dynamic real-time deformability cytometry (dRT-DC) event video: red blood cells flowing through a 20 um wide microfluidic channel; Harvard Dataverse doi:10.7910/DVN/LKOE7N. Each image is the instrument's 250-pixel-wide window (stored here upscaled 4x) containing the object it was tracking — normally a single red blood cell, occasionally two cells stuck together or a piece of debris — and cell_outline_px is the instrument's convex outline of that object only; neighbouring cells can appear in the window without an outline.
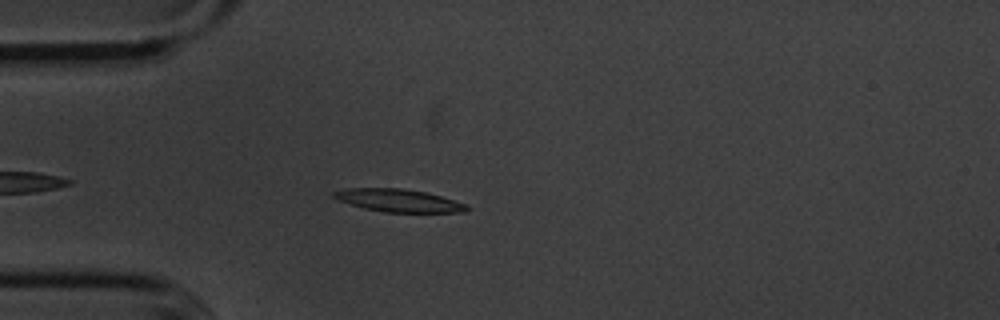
{"species": "common noctule bat (a hibernating species)", "species_latin": "Nyctalus noctula", "temperature_condition": "cold", "stored_images_in_passage": 46, "camera_frame_rate_fps": 3000, "um_per_image_px": 0.085, "animal": {"sex": "male", "body_mass_g": 20.1, "forearm_length_mm": 53.5}, "frame": {"image": 1, "passage_image": 6, "time_ms": 1.667, "image_size_px": [1000, 320], "cell_outline_px": [[468, 208], [464, 212], [384, 212], [364, 208], [340, 200], [332, 196], [332, 192], [344, 188], [400, 188], [424, 192], [440, 196], [468, 204]], "centroid_in_image_um": [33.87, 17.04], "position_along_channel_um": 51.1, "area_um2": 17.4}}
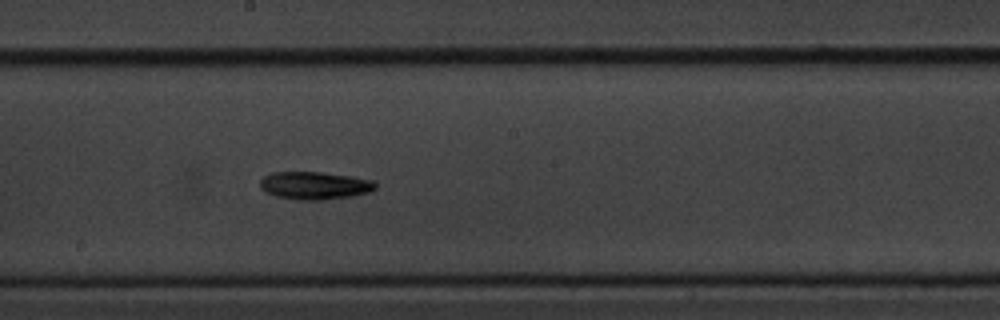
{"frame": {"image": 2, "passage_image": 21, "time_ms": 6.667, "image_size_px": [1000, 320], "cell_outline_px": [[376, 188], [368, 192], [352, 196], [324, 200], [300, 200], [276, 196], [264, 192], [260, 188], [260, 180], [264, 176], [272, 172], [320, 172], [348, 176], [372, 180], [376, 184]], "centroid_in_image_um": [26.7, 15.77], "position_along_channel_um": 221.5, "area_um2": 18.61}}
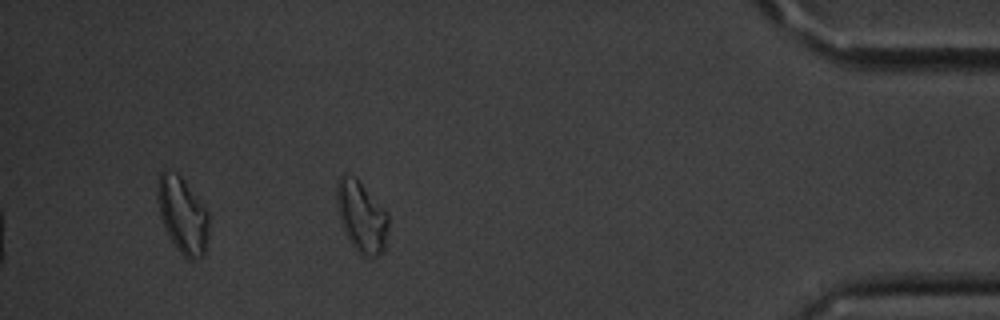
{"frame": {"image": 3, "passage_image": 40, "time_ms": 13.0, "image_size_px": [1000, 320], "cell_outline_px": [[388, 232], [384, 252], [376, 256], [360, 256], [356, 252], [348, 240], [344, 232], [340, 220], [336, 204], [336, 180], [344, 172], [356, 176], [388, 212]], "centroid_in_image_um": [30.72, 18.39], "position_along_channel_um": 404.5, "area_um2": 22.2}, "authors_computed_cell_mechanics": {"area_um2": 17.6579, "velocity_mm_per_s": 3.5965, "shape_relaxation_time_tau1_ms": 2.8171, "shape_relaxation_time_tau2_ms": null, "deformation_change_tau1": 0.1321, "deformation_change_tau2": null}}